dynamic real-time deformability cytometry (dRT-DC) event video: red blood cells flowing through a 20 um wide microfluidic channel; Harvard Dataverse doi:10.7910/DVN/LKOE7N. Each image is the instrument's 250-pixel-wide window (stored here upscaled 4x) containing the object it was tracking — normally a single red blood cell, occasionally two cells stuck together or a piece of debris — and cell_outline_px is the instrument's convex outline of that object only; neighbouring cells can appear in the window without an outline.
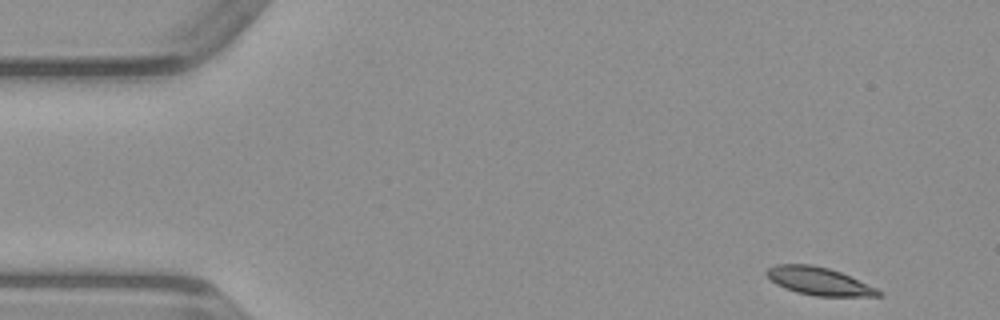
{"species": "common noctule bat (a hibernating species)", "species_latin": "Nyctalus noctula", "temperature_condition": "warm", "stored_images_in_passage": 47, "camera_frame_rate_fps": 3000, "um_per_image_px": 0.085, "animal": {"sex": "male", "body_mass_g": 23.1, "forearm_length_mm": 52.7}, "frame": {"image": 1, "passage_image": 1, "time_ms": 0.0, "image_size_px": [1000, 320], "cell_outline_px": [[884, 296], [816, 296], [796, 292], [784, 288], [776, 284], [764, 272], [768, 268], [776, 264], [812, 264], [828, 268], [840, 272], [876, 288], [884, 292]], "centroid_in_image_um": [69.61, 23.9], "position_along_channel_um": 15.4, "area_um2": 18.09}}
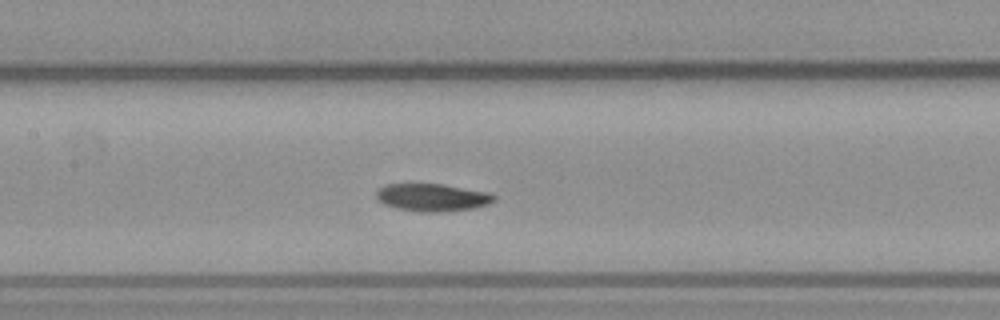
{"frame": {"image": 2, "passage_image": 20, "time_ms": 6.333, "image_size_px": [1000, 320], "cell_outline_px": [[496, 200], [488, 204], [476, 208], [440, 212], [420, 212], [400, 208], [384, 204], [376, 196], [376, 192], [384, 184], [444, 184], [492, 192], [496, 196]], "centroid_in_image_um": [36.83, 16.77], "position_along_channel_um": 170.6, "area_um2": 19.07}}
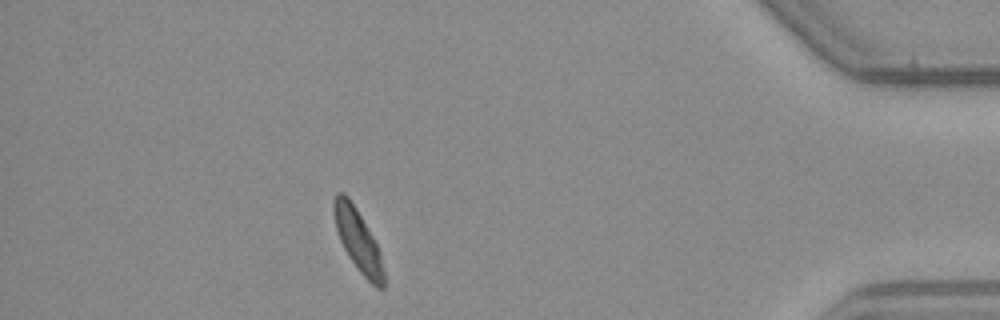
{"frame": {"image": 3, "passage_image": 41, "time_ms": 13.333, "image_size_px": [1000, 320], "cell_outline_px": [[384, 288], [376, 288], [360, 272], [348, 256], [340, 240], [336, 228], [332, 212], [332, 200], [336, 192], [344, 192], [348, 196], [356, 208], [372, 236], [380, 252], [384, 272]], "centroid_in_image_um": [30.39, 20.39], "position_along_channel_um": 404.8, "area_um2": 17.98}}